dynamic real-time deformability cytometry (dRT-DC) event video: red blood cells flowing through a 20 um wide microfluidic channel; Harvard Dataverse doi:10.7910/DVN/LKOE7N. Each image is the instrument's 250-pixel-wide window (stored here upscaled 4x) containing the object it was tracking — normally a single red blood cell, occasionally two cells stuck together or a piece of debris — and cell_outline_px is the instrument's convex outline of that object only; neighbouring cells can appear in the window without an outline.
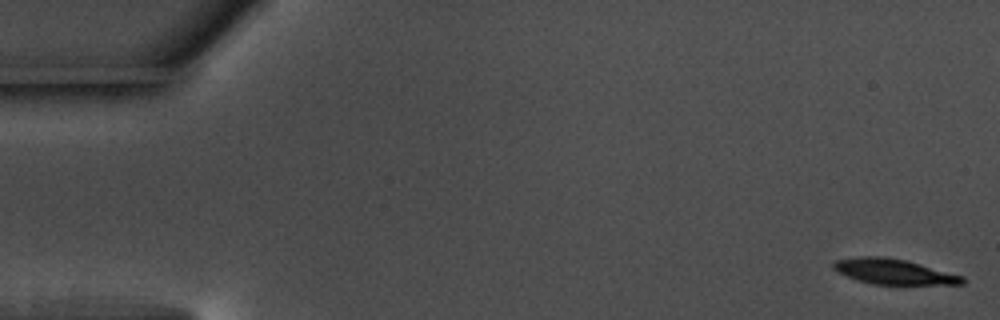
{"species": "common noctule bat (a hibernating species)", "species_latin": "Nyctalus noctula", "temperature_condition": "warm", "stored_images_in_passage": 56, "camera_frame_rate_fps": 3000, "um_per_image_px": 0.085, "animal": {"sex": "male", "body_mass_g": 17.5, "forearm_length_mm": 52.3}, "frame": {"image": 1, "passage_image": 1, "time_ms": 0.0, "image_size_px": [1000, 320], "cell_outline_px": [[964, 284], [872, 284], [848, 276], [832, 268], [832, 264], [836, 260], [860, 256], [884, 256], [904, 260], [920, 264], [964, 276]], "centroid_in_image_um": [75.97, 23.08], "position_along_channel_um": 9.0, "area_um2": 18.67}}
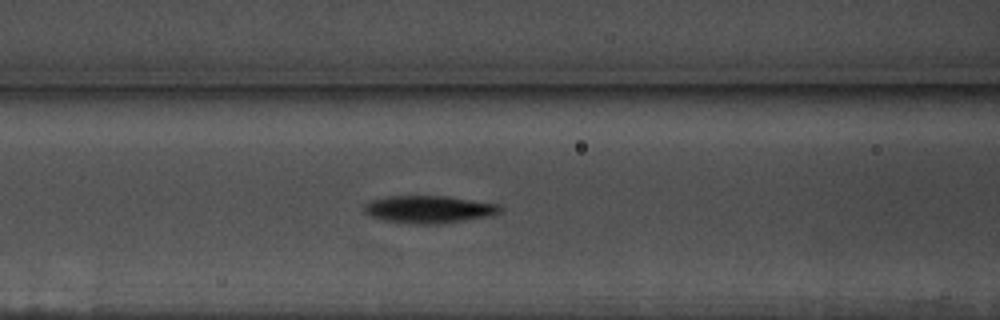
{"frame": {"image": 2, "passage_image": 23, "time_ms": 7.333, "image_size_px": [1000, 320], "cell_outline_px": [[504, 208], [500, 212], [492, 216], [464, 220], [428, 224], [412, 224], [384, 220], [372, 216], [364, 212], [364, 204], [372, 200], [388, 196], [448, 196], [500, 204]], "centroid_in_image_um": [36.5, 17.78], "position_along_channel_um": 130.1, "area_um2": 21.73}}
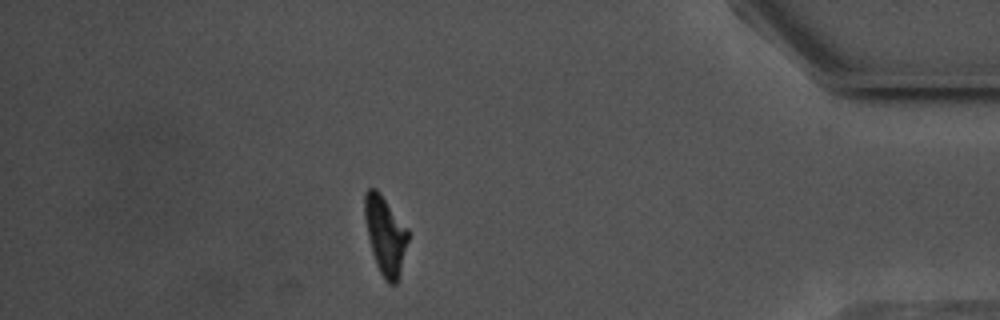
{"frame": {"image": 3, "passage_image": 49, "time_ms": 16.0, "image_size_px": [1000, 320], "cell_outline_px": [[408, 240], [400, 276], [396, 284], [388, 284], [384, 280], [376, 264], [372, 252], [368, 236], [364, 216], [364, 192], [368, 188], [376, 188], [380, 192], [408, 228]], "centroid_in_image_um": [32.75, 19.99], "position_along_channel_um": 402.5, "area_um2": 20.0}, "authors_computed_cell_mechanics": {"area_um2": 20.5479, "velocity_mm_per_s": 3.6401, "shape_relaxation_time_tau1_ms": 2.4201, "shape_relaxation_time_tau2_ms": 11.1691, "deformation_change_tau1": 0.1392, "deformation_change_tau2": 0.1494}}